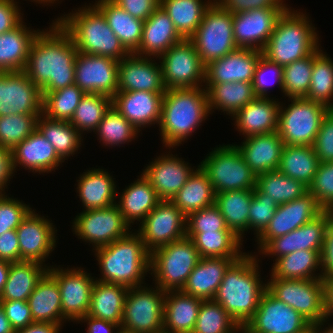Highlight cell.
Masks as SVG:
<instances>
[{
    "label": "cell",
    "mask_w": 333,
    "mask_h": 333,
    "mask_svg": "<svg viewBox=\"0 0 333 333\" xmlns=\"http://www.w3.org/2000/svg\"><path fill=\"white\" fill-rule=\"evenodd\" d=\"M86 5L55 19L70 35L78 52L109 57L120 61L129 52L107 24L103 14L94 6Z\"/></svg>",
    "instance_id": "obj_5"
},
{
    "label": "cell",
    "mask_w": 333,
    "mask_h": 333,
    "mask_svg": "<svg viewBox=\"0 0 333 333\" xmlns=\"http://www.w3.org/2000/svg\"><path fill=\"white\" fill-rule=\"evenodd\" d=\"M242 154L250 170L259 174L278 169L284 142L277 131L244 138L242 144L235 145Z\"/></svg>",
    "instance_id": "obj_30"
},
{
    "label": "cell",
    "mask_w": 333,
    "mask_h": 333,
    "mask_svg": "<svg viewBox=\"0 0 333 333\" xmlns=\"http://www.w3.org/2000/svg\"><path fill=\"white\" fill-rule=\"evenodd\" d=\"M209 114L204 87L166 89L158 126L163 146L173 149L188 140Z\"/></svg>",
    "instance_id": "obj_3"
},
{
    "label": "cell",
    "mask_w": 333,
    "mask_h": 333,
    "mask_svg": "<svg viewBox=\"0 0 333 333\" xmlns=\"http://www.w3.org/2000/svg\"><path fill=\"white\" fill-rule=\"evenodd\" d=\"M48 272L57 280L60 289L63 324L67 320L78 322L88 312L96 278L81 267L63 269L52 265Z\"/></svg>",
    "instance_id": "obj_17"
},
{
    "label": "cell",
    "mask_w": 333,
    "mask_h": 333,
    "mask_svg": "<svg viewBox=\"0 0 333 333\" xmlns=\"http://www.w3.org/2000/svg\"><path fill=\"white\" fill-rule=\"evenodd\" d=\"M127 292L125 286L95 280L86 315L121 326Z\"/></svg>",
    "instance_id": "obj_38"
},
{
    "label": "cell",
    "mask_w": 333,
    "mask_h": 333,
    "mask_svg": "<svg viewBox=\"0 0 333 333\" xmlns=\"http://www.w3.org/2000/svg\"><path fill=\"white\" fill-rule=\"evenodd\" d=\"M322 278L333 277V223L331 222L325 232L323 248L321 251Z\"/></svg>",
    "instance_id": "obj_68"
},
{
    "label": "cell",
    "mask_w": 333,
    "mask_h": 333,
    "mask_svg": "<svg viewBox=\"0 0 333 333\" xmlns=\"http://www.w3.org/2000/svg\"><path fill=\"white\" fill-rule=\"evenodd\" d=\"M319 206L327 211L333 206V162H320L313 181L308 186Z\"/></svg>",
    "instance_id": "obj_59"
},
{
    "label": "cell",
    "mask_w": 333,
    "mask_h": 333,
    "mask_svg": "<svg viewBox=\"0 0 333 333\" xmlns=\"http://www.w3.org/2000/svg\"><path fill=\"white\" fill-rule=\"evenodd\" d=\"M258 257L243 254L226 270L214 300L243 328L258 308L267 283L261 281Z\"/></svg>",
    "instance_id": "obj_2"
},
{
    "label": "cell",
    "mask_w": 333,
    "mask_h": 333,
    "mask_svg": "<svg viewBox=\"0 0 333 333\" xmlns=\"http://www.w3.org/2000/svg\"><path fill=\"white\" fill-rule=\"evenodd\" d=\"M157 59L166 89L204 86L206 66L190 39H182Z\"/></svg>",
    "instance_id": "obj_13"
},
{
    "label": "cell",
    "mask_w": 333,
    "mask_h": 333,
    "mask_svg": "<svg viewBox=\"0 0 333 333\" xmlns=\"http://www.w3.org/2000/svg\"><path fill=\"white\" fill-rule=\"evenodd\" d=\"M15 329L6 317L5 311L0 304V333H15Z\"/></svg>",
    "instance_id": "obj_73"
},
{
    "label": "cell",
    "mask_w": 333,
    "mask_h": 333,
    "mask_svg": "<svg viewBox=\"0 0 333 333\" xmlns=\"http://www.w3.org/2000/svg\"><path fill=\"white\" fill-rule=\"evenodd\" d=\"M186 237L192 240L200 258H240L245 254L241 251L244 240L232 231L201 232Z\"/></svg>",
    "instance_id": "obj_47"
},
{
    "label": "cell",
    "mask_w": 333,
    "mask_h": 333,
    "mask_svg": "<svg viewBox=\"0 0 333 333\" xmlns=\"http://www.w3.org/2000/svg\"><path fill=\"white\" fill-rule=\"evenodd\" d=\"M183 38L176 31L173 21L159 5L143 23L142 38L134 54L145 57H160Z\"/></svg>",
    "instance_id": "obj_31"
},
{
    "label": "cell",
    "mask_w": 333,
    "mask_h": 333,
    "mask_svg": "<svg viewBox=\"0 0 333 333\" xmlns=\"http://www.w3.org/2000/svg\"><path fill=\"white\" fill-rule=\"evenodd\" d=\"M5 194L0 193V235L9 230H16L33 210L22 200L8 197L9 195Z\"/></svg>",
    "instance_id": "obj_60"
},
{
    "label": "cell",
    "mask_w": 333,
    "mask_h": 333,
    "mask_svg": "<svg viewBox=\"0 0 333 333\" xmlns=\"http://www.w3.org/2000/svg\"><path fill=\"white\" fill-rule=\"evenodd\" d=\"M49 219L38 215L34 209L16 228L19 241V261H35L45 264L56 248L57 230Z\"/></svg>",
    "instance_id": "obj_22"
},
{
    "label": "cell",
    "mask_w": 333,
    "mask_h": 333,
    "mask_svg": "<svg viewBox=\"0 0 333 333\" xmlns=\"http://www.w3.org/2000/svg\"><path fill=\"white\" fill-rule=\"evenodd\" d=\"M102 277L96 280L129 288L144 286L150 273V252L140 235L132 231L107 246L94 250Z\"/></svg>",
    "instance_id": "obj_4"
},
{
    "label": "cell",
    "mask_w": 333,
    "mask_h": 333,
    "mask_svg": "<svg viewBox=\"0 0 333 333\" xmlns=\"http://www.w3.org/2000/svg\"><path fill=\"white\" fill-rule=\"evenodd\" d=\"M87 323V332L86 333H118L121 328L119 325L112 323L110 321L97 319L86 315L82 317L79 322ZM116 329L117 332L114 330Z\"/></svg>",
    "instance_id": "obj_70"
},
{
    "label": "cell",
    "mask_w": 333,
    "mask_h": 333,
    "mask_svg": "<svg viewBox=\"0 0 333 333\" xmlns=\"http://www.w3.org/2000/svg\"><path fill=\"white\" fill-rule=\"evenodd\" d=\"M160 201L155 189L141 173L137 180L124 189L116 205L131 226L135 220L141 223Z\"/></svg>",
    "instance_id": "obj_36"
},
{
    "label": "cell",
    "mask_w": 333,
    "mask_h": 333,
    "mask_svg": "<svg viewBox=\"0 0 333 333\" xmlns=\"http://www.w3.org/2000/svg\"><path fill=\"white\" fill-rule=\"evenodd\" d=\"M309 15L287 8L279 17L262 54L271 62L285 66L303 59L320 47L318 31Z\"/></svg>",
    "instance_id": "obj_6"
},
{
    "label": "cell",
    "mask_w": 333,
    "mask_h": 333,
    "mask_svg": "<svg viewBox=\"0 0 333 333\" xmlns=\"http://www.w3.org/2000/svg\"><path fill=\"white\" fill-rule=\"evenodd\" d=\"M325 323L326 321H322L320 323L313 324V333H333V324L328 325V327L326 328H323Z\"/></svg>",
    "instance_id": "obj_75"
},
{
    "label": "cell",
    "mask_w": 333,
    "mask_h": 333,
    "mask_svg": "<svg viewBox=\"0 0 333 333\" xmlns=\"http://www.w3.org/2000/svg\"><path fill=\"white\" fill-rule=\"evenodd\" d=\"M46 264L35 261H18L10 263L8 279L0 300L27 301L38 281L48 271Z\"/></svg>",
    "instance_id": "obj_40"
},
{
    "label": "cell",
    "mask_w": 333,
    "mask_h": 333,
    "mask_svg": "<svg viewBox=\"0 0 333 333\" xmlns=\"http://www.w3.org/2000/svg\"><path fill=\"white\" fill-rule=\"evenodd\" d=\"M270 69V70H269ZM270 71V72H269ZM272 71V72H271ZM267 73H273V79L274 83H278L277 85L279 86L278 88L281 89V92L283 93V66H280L274 62H271L270 60H268L266 57H264L263 55L259 58L258 64L256 66L255 69V73H254V79L252 82L253 88H254V92L255 95L257 97H264V98H268V89H269V83H268V79ZM267 75V76H266Z\"/></svg>",
    "instance_id": "obj_61"
},
{
    "label": "cell",
    "mask_w": 333,
    "mask_h": 333,
    "mask_svg": "<svg viewBox=\"0 0 333 333\" xmlns=\"http://www.w3.org/2000/svg\"><path fill=\"white\" fill-rule=\"evenodd\" d=\"M14 172L12 150L0 146V193L5 192V188L8 187L7 183H10Z\"/></svg>",
    "instance_id": "obj_69"
},
{
    "label": "cell",
    "mask_w": 333,
    "mask_h": 333,
    "mask_svg": "<svg viewBox=\"0 0 333 333\" xmlns=\"http://www.w3.org/2000/svg\"><path fill=\"white\" fill-rule=\"evenodd\" d=\"M253 189L233 190L215 194V205L225 219V223L238 238L248 231V218Z\"/></svg>",
    "instance_id": "obj_44"
},
{
    "label": "cell",
    "mask_w": 333,
    "mask_h": 333,
    "mask_svg": "<svg viewBox=\"0 0 333 333\" xmlns=\"http://www.w3.org/2000/svg\"><path fill=\"white\" fill-rule=\"evenodd\" d=\"M37 129L52 144L63 161L73 156L83 142V136L68 121L53 120L41 114L37 120Z\"/></svg>",
    "instance_id": "obj_48"
},
{
    "label": "cell",
    "mask_w": 333,
    "mask_h": 333,
    "mask_svg": "<svg viewBox=\"0 0 333 333\" xmlns=\"http://www.w3.org/2000/svg\"><path fill=\"white\" fill-rule=\"evenodd\" d=\"M203 299L179 291H167L164 299L163 330L192 333Z\"/></svg>",
    "instance_id": "obj_34"
},
{
    "label": "cell",
    "mask_w": 333,
    "mask_h": 333,
    "mask_svg": "<svg viewBox=\"0 0 333 333\" xmlns=\"http://www.w3.org/2000/svg\"><path fill=\"white\" fill-rule=\"evenodd\" d=\"M83 173L77 180V192L85 210L103 209L116 204L117 185L108 171L98 167Z\"/></svg>",
    "instance_id": "obj_33"
},
{
    "label": "cell",
    "mask_w": 333,
    "mask_h": 333,
    "mask_svg": "<svg viewBox=\"0 0 333 333\" xmlns=\"http://www.w3.org/2000/svg\"><path fill=\"white\" fill-rule=\"evenodd\" d=\"M111 106L112 98L106 95L85 94L69 122L81 135L85 131L94 132Z\"/></svg>",
    "instance_id": "obj_53"
},
{
    "label": "cell",
    "mask_w": 333,
    "mask_h": 333,
    "mask_svg": "<svg viewBox=\"0 0 333 333\" xmlns=\"http://www.w3.org/2000/svg\"><path fill=\"white\" fill-rule=\"evenodd\" d=\"M262 55V51L237 48L206 65L205 84L252 83L256 66Z\"/></svg>",
    "instance_id": "obj_26"
},
{
    "label": "cell",
    "mask_w": 333,
    "mask_h": 333,
    "mask_svg": "<svg viewBox=\"0 0 333 333\" xmlns=\"http://www.w3.org/2000/svg\"><path fill=\"white\" fill-rule=\"evenodd\" d=\"M232 14L262 8H288L284 0H215Z\"/></svg>",
    "instance_id": "obj_64"
},
{
    "label": "cell",
    "mask_w": 333,
    "mask_h": 333,
    "mask_svg": "<svg viewBox=\"0 0 333 333\" xmlns=\"http://www.w3.org/2000/svg\"><path fill=\"white\" fill-rule=\"evenodd\" d=\"M303 333H313V324L307 330H305Z\"/></svg>",
    "instance_id": "obj_77"
},
{
    "label": "cell",
    "mask_w": 333,
    "mask_h": 333,
    "mask_svg": "<svg viewBox=\"0 0 333 333\" xmlns=\"http://www.w3.org/2000/svg\"><path fill=\"white\" fill-rule=\"evenodd\" d=\"M155 61L154 57L134 53H129L121 59L118 65V92L165 93L161 66Z\"/></svg>",
    "instance_id": "obj_24"
},
{
    "label": "cell",
    "mask_w": 333,
    "mask_h": 333,
    "mask_svg": "<svg viewBox=\"0 0 333 333\" xmlns=\"http://www.w3.org/2000/svg\"><path fill=\"white\" fill-rule=\"evenodd\" d=\"M204 86L208 95L210 114L212 111L214 112L213 109H218L232 117L238 110L257 97L252 83L229 82L205 84Z\"/></svg>",
    "instance_id": "obj_41"
},
{
    "label": "cell",
    "mask_w": 333,
    "mask_h": 333,
    "mask_svg": "<svg viewBox=\"0 0 333 333\" xmlns=\"http://www.w3.org/2000/svg\"><path fill=\"white\" fill-rule=\"evenodd\" d=\"M42 114L41 90L23 71L0 72V116Z\"/></svg>",
    "instance_id": "obj_19"
},
{
    "label": "cell",
    "mask_w": 333,
    "mask_h": 333,
    "mask_svg": "<svg viewBox=\"0 0 333 333\" xmlns=\"http://www.w3.org/2000/svg\"><path fill=\"white\" fill-rule=\"evenodd\" d=\"M34 322L63 326L60 289L57 280L47 271L27 300Z\"/></svg>",
    "instance_id": "obj_35"
},
{
    "label": "cell",
    "mask_w": 333,
    "mask_h": 333,
    "mask_svg": "<svg viewBox=\"0 0 333 333\" xmlns=\"http://www.w3.org/2000/svg\"><path fill=\"white\" fill-rule=\"evenodd\" d=\"M186 221L187 217L172 201L161 200L135 232L152 253L159 247L184 238Z\"/></svg>",
    "instance_id": "obj_16"
},
{
    "label": "cell",
    "mask_w": 333,
    "mask_h": 333,
    "mask_svg": "<svg viewBox=\"0 0 333 333\" xmlns=\"http://www.w3.org/2000/svg\"><path fill=\"white\" fill-rule=\"evenodd\" d=\"M206 156L199 165L207 173L215 194L255 188L257 176L235 144L216 146Z\"/></svg>",
    "instance_id": "obj_9"
},
{
    "label": "cell",
    "mask_w": 333,
    "mask_h": 333,
    "mask_svg": "<svg viewBox=\"0 0 333 333\" xmlns=\"http://www.w3.org/2000/svg\"><path fill=\"white\" fill-rule=\"evenodd\" d=\"M171 201L187 217L195 211L215 204V192L207 173L200 165Z\"/></svg>",
    "instance_id": "obj_42"
},
{
    "label": "cell",
    "mask_w": 333,
    "mask_h": 333,
    "mask_svg": "<svg viewBox=\"0 0 333 333\" xmlns=\"http://www.w3.org/2000/svg\"><path fill=\"white\" fill-rule=\"evenodd\" d=\"M331 216V222L333 223V206L327 210Z\"/></svg>",
    "instance_id": "obj_76"
},
{
    "label": "cell",
    "mask_w": 333,
    "mask_h": 333,
    "mask_svg": "<svg viewBox=\"0 0 333 333\" xmlns=\"http://www.w3.org/2000/svg\"><path fill=\"white\" fill-rule=\"evenodd\" d=\"M200 259L192 240L184 237L150 253V275L162 291H179Z\"/></svg>",
    "instance_id": "obj_7"
},
{
    "label": "cell",
    "mask_w": 333,
    "mask_h": 333,
    "mask_svg": "<svg viewBox=\"0 0 333 333\" xmlns=\"http://www.w3.org/2000/svg\"><path fill=\"white\" fill-rule=\"evenodd\" d=\"M157 333H169V332L162 330V331L157 332Z\"/></svg>",
    "instance_id": "obj_79"
},
{
    "label": "cell",
    "mask_w": 333,
    "mask_h": 333,
    "mask_svg": "<svg viewBox=\"0 0 333 333\" xmlns=\"http://www.w3.org/2000/svg\"><path fill=\"white\" fill-rule=\"evenodd\" d=\"M29 29L22 21L13 30L0 35V72L24 70L31 43L40 31Z\"/></svg>",
    "instance_id": "obj_37"
},
{
    "label": "cell",
    "mask_w": 333,
    "mask_h": 333,
    "mask_svg": "<svg viewBox=\"0 0 333 333\" xmlns=\"http://www.w3.org/2000/svg\"><path fill=\"white\" fill-rule=\"evenodd\" d=\"M0 304L15 331L34 323L27 301L0 300Z\"/></svg>",
    "instance_id": "obj_63"
},
{
    "label": "cell",
    "mask_w": 333,
    "mask_h": 333,
    "mask_svg": "<svg viewBox=\"0 0 333 333\" xmlns=\"http://www.w3.org/2000/svg\"><path fill=\"white\" fill-rule=\"evenodd\" d=\"M189 39L205 66L224 57L238 48L233 34V14L213 0Z\"/></svg>",
    "instance_id": "obj_8"
},
{
    "label": "cell",
    "mask_w": 333,
    "mask_h": 333,
    "mask_svg": "<svg viewBox=\"0 0 333 333\" xmlns=\"http://www.w3.org/2000/svg\"><path fill=\"white\" fill-rule=\"evenodd\" d=\"M148 285L129 288L123 309L121 328L134 333H157L163 330L166 292Z\"/></svg>",
    "instance_id": "obj_11"
},
{
    "label": "cell",
    "mask_w": 333,
    "mask_h": 333,
    "mask_svg": "<svg viewBox=\"0 0 333 333\" xmlns=\"http://www.w3.org/2000/svg\"><path fill=\"white\" fill-rule=\"evenodd\" d=\"M311 324L296 310L275 298L267 289L242 333H303Z\"/></svg>",
    "instance_id": "obj_15"
},
{
    "label": "cell",
    "mask_w": 333,
    "mask_h": 333,
    "mask_svg": "<svg viewBox=\"0 0 333 333\" xmlns=\"http://www.w3.org/2000/svg\"><path fill=\"white\" fill-rule=\"evenodd\" d=\"M119 61L109 57L78 52L74 83L85 93L103 94L110 98L118 92Z\"/></svg>",
    "instance_id": "obj_18"
},
{
    "label": "cell",
    "mask_w": 333,
    "mask_h": 333,
    "mask_svg": "<svg viewBox=\"0 0 333 333\" xmlns=\"http://www.w3.org/2000/svg\"><path fill=\"white\" fill-rule=\"evenodd\" d=\"M287 8H262L233 14V34L238 48L262 51L279 17Z\"/></svg>",
    "instance_id": "obj_20"
},
{
    "label": "cell",
    "mask_w": 333,
    "mask_h": 333,
    "mask_svg": "<svg viewBox=\"0 0 333 333\" xmlns=\"http://www.w3.org/2000/svg\"><path fill=\"white\" fill-rule=\"evenodd\" d=\"M278 205L270 196L260 193L256 188L253 189V197L250 203L248 218V230L256 233V238L265 230L270 220L274 217Z\"/></svg>",
    "instance_id": "obj_58"
},
{
    "label": "cell",
    "mask_w": 333,
    "mask_h": 333,
    "mask_svg": "<svg viewBox=\"0 0 333 333\" xmlns=\"http://www.w3.org/2000/svg\"><path fill=\"white\" fill-rule=\"evenodd\" d=\"M163 96L149 91L117 92L112 106L140 132L153 124L159 126Z\"/></svg>",
    "instance_id": "obj_27"
},
{
    "label": "cell",
    "mask_w": 333,
    "mask_h": 333,
    "mask_svg": "<svg viewBox=\"0 0 333 333\" xmlns=\"http://www.w3.org/2000/svg\"><path fill=\"white\" fill-rule=\"evenodd\" d=\"M242 333V328L214 299L202 300L192 333Z\"/></svg>",
    "instance_id": "obj_52"
},
{
    "label": "cell",
    "mask_w": 333,
    "mask_h": 333,
    "mask_svg": "<svg viewBox=\"0 0 333 333\" xmlns=\"http://www.w3.org/2000/svg\"><path fill=\"white\" fill-rule=\"evenodd\" d=\"M99 142L104 146L115 147L133 141L139 131L127 121L113 106L104 115L95 129Z\"/></svg>",
    "instance_id": "obj_54"
},
{
    "label": "cell",
    "mask_w": 333,
    "mask_h": 333,
    "mask_svg": "<svg viewBox=\"0 0 333 333\" xmlns=\"http://www.w3.org/2000/svg\"><path fill=\"white\" fill-rule=\"evenodd\" d=\"M231 231L228 229L225 219L219 208L213 204L187 216L186 234H198L201 232Z\"/></svg>",
    "instance_id": "obj_57"
},
{
    "label": "cell",
    "mask_w": 333,
    "mask_h": 333,
    "mask_svg": "<svg viewBox=\"0 0 333 333\" xmlns=\"http://www.w3.org/2000/svg\"><path fill=\"white\" fill-rule=\"evenodd\" d=\"M62 326L54 323L34 322L29 326L16 330L15 333H60Z\"/></svg>",
    "instance_id": "obj_72"
},
{
    "label": "cell",
    "mask_w": 333,
    "mask_h": 333,
    "mask_svg": "<svg viewBox=\"0 0 333 333\" xmlns=\"http://www.w3.org/2000/svg\"><path fill=\"white\" fill-rule=\"evenodd\" d=\"M331 223L328 211H323L312 221L290 233L271 239L260 251V255L274 256L275 260L299 250L322 251L325 232ZM276 256V257H275Z\"/></svg>",
    "instance_id": "obj_23"
},
{
    "label": "cell",
    "mask_w": 333,
    "mask_h": 333,
    "mask_svg": "<svg viewBox=\"0 0 333 333\" xmlns=\"http://www.w3.org/2000/svg\"><path fill=\"white\" fill-rule=\"evenodd\" d=\"M72 221L74 234L92 244V250L107 246L131 232V226L116 204L103 209H83Z\"/></svg>",
    "instance_id": "obj_14"
},
{
    "label": "cell",
    "mask_w": 333,
    "mask_h": 333,
    "mask_svg": "<svg viewBox=\"0 0 333 333\" xmlns=\"http://www.w3.org/2000/svg\"><path fill=\"white\" fill-rule=\"evenodd\" d=\"M10 263L0 259V298L8 279Z\"/></svg>",
    "instance_id": "obj_74"
},
{
    "label": "cell",
    "mask_w": 333,
    "mask_h": 333,
    "mask_svg": "<svg viewBox=\"0 0 333 333\" xmlns=\"http://www.w3.org/2000/svg\"><path fill=\"white\" fill-rule=\"evenodd\" d=\"M313 148L320 162H333V109L323 117Z\"/></svg>",
    "instance_id": "obj_62"
},
{
    "label": "cell",
    "mask_w": 333,
    "mask_h": 333,
    "mask_svg": "<svg viewBox=\"0 0 333 333\" xmlns=\"http://www.w3.org/2000/svg\"><path fill=\"white\" fill-rule=\"evenodd\" d=\"M22 16L16 0H0V35L17 27L23 21Z\"/></svg>",
    "instance_id": "obj_65"
},
{
    "label": "cell",
    "mask_w": 333,
    "mask_h": 333,
    "mask_svg": "<svg viewBox=\"0 0 333 333\" xmlns=\"http://www.w3.org/2000/svg\"><path fill=\"white\" fill-rule=\"evenodd\" d=\"M132 17L143 21L159 6V0H112Z\"/></svg>",
    "instance_id": "obj_66"
},
{
    "label": "cell",
    "mask_w": 333,
    "mask_h": 333,
    "mask_svg": "<svg viewBox=\"0 0 333 333\" xmlns=\"http://www.w3.org/2000/svg\"><path fill=\"white\" fill-rule=\"evenodd\" d=\"M281 103L277 133L284 145L313 146L323 117L330 110L326 105L307 98L288 99Z\"/></svg>",
    "instance_id": "obj_10"
},
{
    "label": "cell",
    "mask_w": 333,
    "mask_h": 333,
    "mask_svg": "<svg viewBox=\"0 0 333 333\" xmlns=\"http://www.w3.org/2000/svg\"><path fill=\"white\" fill-rule=\"evenodd\" d=\"M176 156L178 155L170 154V151L161 154L142 171L160 200L171 201L195 170L194 166L191 168L188 165L189 162L185 163Z\"/></svg>",
    "instance_id": "obj_25"
},
{
    "label": "cell",
    "mask_w": 333,
    "mask_h": 333,
    "mask_svg": "<svg viewBox=\"0 0 333 333\" xmlns=\"http://www.w3.org/2000/svg\"><path fill=\"white\" fill-rule=\"evenodd\" d=\"M314 52L283 66V93L288 99L306 98L313 70Z\"/></svg>",
    "instance_id": "obj_55"
},
{
    "label": "cell",
    "mask_w": 333,
    "mask_h": 333,
    "mask_svg": "<svg viewBox=\"0 0 333 333\" xmlns=\"http://www.w3.org/2000/svg\"><path fill=\"white\" fill-rule=\"evenodd\" d=\"M320 254L321 251L299 250L279 257L273 263L270 278L322 279Z\"/></svg>",
    "instance_id": "obj_43"
},
{
    "label": "cell",
    "mask_w": 333,
    "mask_h": 333,
    "mask_svg": "<svg viewBox=\"0 0 333 333\" xmlns=\"http://www.w3.org/2000/svg\"><path fill=\"white\" fill-rule=\"evenodd\" d=\"M39 116L33 114L0 116V146L12 150L37 129Z\"/></svg>",
    "instance_id": "obj_56"
},
{
    "label": "cell",
    "mask_w": 333,
    "mask_h": 333,
    "mask_svg": "<svg viewBox=\"0 0 333 333\" xmlns=\"http://www.w3.org/2000/svg\"><path fill=\"white\" fill-rule=\"evenodd\" d=\"M325 321L333 316V277L322 278ZM329 317V318H328Z\"/></svg>",
    "instance_id": "obj_71"
},
{
    "label": "cell",
    "mask_w": 333,
    "mask_h": 333,
    "mask_svg": "<svg viewBox=\"0 0 333 333\" xmlns=\"http://www.w3.org/2000/svg\"><path fill=\"white\" fill-rule=\"evenodd\" d=\"M269 280L267 290L299 312L311 325L325 321L322 279Z\"/></svg>",
    "instance_id": "obj_12"
},
{
    "label": "cell",
    "mask_w": 333,
    "mask_h": 333,
    "mask_svg": "<svg viewBox=\"0 0 333 333\" xmlns=\"http://www.w3.org/2000/svg\"><path fill=\"white\" fill-rule=\"evenodd\" d=\"M42 93V115L59 121H70L85 93L76 85Z\"/></svg>",
    "instance_id": "obj_51"
},
{
    "label": "cell",
    "mask_w": 333,
    "mask_h": 333,
    "mask_svg": "<svg viewBox=\"0 0 333 333\" xmlns=\"http://www.w3.org/2000/svg\"><path fill=\"white\" fill-rule=\"evenodd\" d=\"M324 53L319 47L314 51L311 83L306 98L333 109V60Z\"/></svg>",
    "instance_id": "obj_50"
},
{
    "label": "cell",
    "mask_w": 333,
    "mask_h": 333,
    "mask_svg": "<svg viewBox=\"0 0 333 333\" xmlns=\"http://www.w3.org/2000/svg\"><path fill=\"white\" fill-rule=\"evenodd\" d=\"M239 258H200L182 292L203 300L214 299L224 274Z\"/></svg>",
    "instance_id": "obj_32"
},
{
    "label": "cell",
    "mask_w": 333,
    "mask_h": 333,
    "mask_svg": "<svg viewBox=\"0 0 333 333\" xmlns=\"http://www.w3.org/2000/svg\"><path fill=\"white\" fill-rule=\"evenodd\" d=\"M270 97H256L231 118L238 132L249 137L277 131L281 103Z\"/></svg>",
    "instance_id": "obj_29"
},
{
    "label": "cell",
    "mask_w": 333,
    "mask_h": 333,
    "mask_svg": "<svg viewBox=\"0 0 333 333\" xmlns=\"http://www.w3.org/2000/svg\"><path fill=\"white\" fill-rule=\"evenodd\" d=\"M324 210L311 193L278 205L274 217L265 230L257 237L258 252L271 240L290 233L300 226L312 221Z\"/></svg>",
    "instance_id": "obj_21"
},
{
    "label": "cell",
    "mask_w": 333,
    "mask_h": 333,
    "mask_svg": "<svg viewBox=\"0 0 333 333\" xmlns=\"http://www.w3.org/2000/svg\"><path fill=\"white\" fill-rule=\"evenodd\" d=\"M12 157L15 172L19 165L33 174L51 173L64 162L38 129L12 149Z\"/></svg>",
    "instance_id": "obj_28"
},
{
    "label": "cell",
    "mask_w": 333,
    "mask_h": 333,
    "mask_svg": "<svg viewBox=\"0 0 333 333\" xmlns=\"http://www.w3.org/2000/svg\"><path fill=\"white\" fill-rule=\"evenodd\" d=\"M0 259L9 263L19 261V241L16 230L0 235Z\"/></svg>",
    "instance_id": "obj_67"
},
{
    "label": "cell",
    "mask_w": 333,
    "mask_h": 333,
    "mask_svg": "<svg viewBox=\"0 0 333 333\" xmlns=\"http://www.w3.org/2000/svg\"><path fill=\"white\" fill-rule=\"evenodd\" d=\"M34 38L23 72L41 90L57 91L71 86L78 50L70 35L55 20Z\"/></svg>",
    "instance_id": "obj_1"
},
{
    "label": "cell",
    "mask_w": 333,
    "mask_h": 333,
    "mask_svg": "<svg viewBox=\"0 0 333 333\" xmlns=\"http://www.w3.org/2000/svg\"><path fill=\"white\" fill-rule=\"evenodd\" d=\"M319 159L311 145H284L278 171L309 186L319 167Z\"/></svg>",
    "instance_id": "obj_45"
},
{
    "label": "cell",
    "mask_w": 333,
    "mask_h": 333,
    "mask_svg": "<svg viewBox=\"0 0 333 333\" xmlns=\"http://www.w3.org/2000/svg\"><path fill=\"white\" fill-rule=\"evenodd\" d=\"M118 333H134V332H130V331H127V330H124V329L120 328Z\"/></svg>",
    "instance_id": "obj_78"
},
{
    "label": "cell",
    "mask_w": 333,
    "mask_h": 333,
    "mask_svg": "<svg viewBox=\"0 0 333 333\" xmlns=\"http://www.w3.org/2000/svg\"><path fill=\"white\" fill-rule=\"evenodd\" d=\"M94 6L103 14L124 48L134 53L140 46L144 21L132 17L112 0H95Z\"/></svg>",
    "instance_id": "obj_39"
},
{
    "label": "cell",
    "mask_w": 333,
    "mask_h": 333,
    "mask_svg": "<svg viewBox=\"0 0 333 333\" xmlns=\"http://www.w3.org/2000/svg\"><path fill=\"white\" fill-rule=\"evenodd\" d=\"M213 0H159V5L173 21L183 39H189L200 25L207 7Z\"/></svg>",
    "instance_id": "obj_46"
},
{
    "label": "cell",
    "mask_w": 333,
    "mask_h": 333,
    "mask_svg": "<svg viewBox=\"0 0 333 333\" xmlns=\"http://www.w3.org/2000/svg\"><path fill=\"white\" fill-rule=\"evenodd\" d=\"M255 188L274 199L277 205L291 202L308 193V186L278 170L259 174Z\"/></svg>",
    "instance_id": "obj_49"
}]
</instances>
